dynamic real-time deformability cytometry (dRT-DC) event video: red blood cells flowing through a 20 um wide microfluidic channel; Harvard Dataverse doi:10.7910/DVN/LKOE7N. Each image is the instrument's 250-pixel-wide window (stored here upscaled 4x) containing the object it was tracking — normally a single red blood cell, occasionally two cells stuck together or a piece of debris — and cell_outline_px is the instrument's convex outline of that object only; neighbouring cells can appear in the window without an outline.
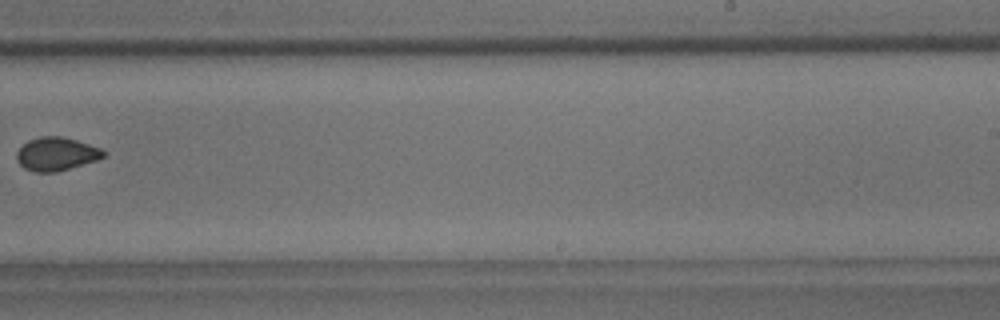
{"species": "common noctule bat (a hibernating species)", "species_latin": "Nyctalus noctula", "temperature_condition": "room temperature", "stored_images_in_passage": 11, "camera_frame_rate_fps": 3000, "um_per_image_px": 0.085, "animal": {"sex": "male", "body_mass_g": 18.8}, "frame": {"image": 1, "passage_image": 10, "time_ms": 10.333, "image_size_px": [1000, 320], "cell_outline_px": [[104, 156], [96, 160], [56, 172], [32, 172], [24, 168], [16, 160], [16, 152], [28, 140], [40, 136], [64, 136], [100, 148], [104, 152]], "centroid_in_image_um": [4.74, 13.08], "position_along_channel_um": 284.3, "area_um2": 16.76}}
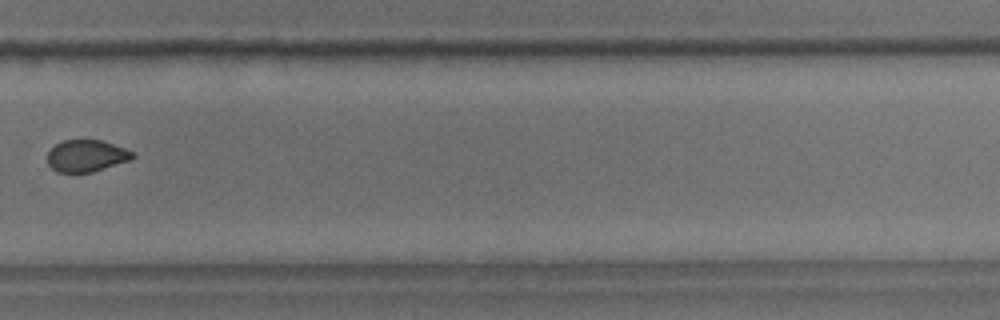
{"frame": {"image": 2, "passage_image": 11, "time_ms": 11.333, "image_size_px": [1000, 320], "cell_outline_px": [[136, 156], [132, 160], [92, 172], [56, 172], [48, 164], [48, 152], [56, 144], [64, 140], [104, 140], [124, 148], [132, 152]], "centroid_in_image_um": [7.37, 13.25], "position_along_channel_um": 322.4, "area_um2": 15.84}}